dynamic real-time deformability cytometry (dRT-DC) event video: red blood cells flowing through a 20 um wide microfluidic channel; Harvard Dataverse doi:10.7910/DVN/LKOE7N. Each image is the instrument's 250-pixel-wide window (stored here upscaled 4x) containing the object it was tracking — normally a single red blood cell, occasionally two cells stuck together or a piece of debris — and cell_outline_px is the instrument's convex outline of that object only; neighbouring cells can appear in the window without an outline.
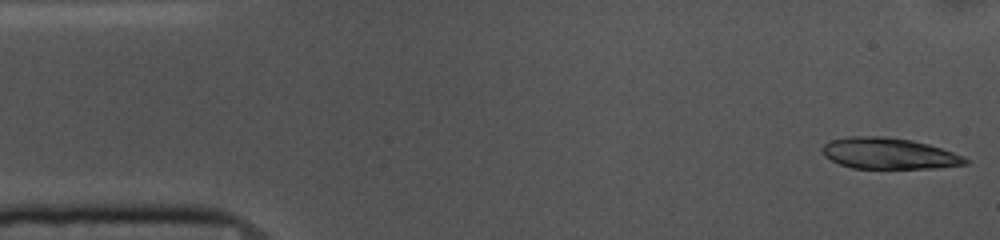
{"species": "common noctule bat (a hibernating species)", "species_latin": "Nyctalus noctula", "temperature_condition": "cold", "stored_images_in_passage": 52, "segment_of_instrument_passage": [1, 2], "camera_frame_rate_fps": 3000, "um_per_image_px": 0.085, "animal": {"sex": "female", "body_mass_g": 10.0, "forearm_length_mm": 53.1}, "frame": {"image": 1, "passage_image": 1, "time_ms": 0.0, "image_size_px": [1000, 240], "cell_outline_px": [[968, 164], [936, 168], [852, 168], [840, 164], [832, 160], [820, 148], [824, 144], [832, 140], [848, 136], [884, 136], [912, 140], [928, 144], [964, 156], [968, 160]], "centroid_in_image_um": [75.57, 13.04], "position_along_channel_um": 9.4, "area_um2": 25.78}}